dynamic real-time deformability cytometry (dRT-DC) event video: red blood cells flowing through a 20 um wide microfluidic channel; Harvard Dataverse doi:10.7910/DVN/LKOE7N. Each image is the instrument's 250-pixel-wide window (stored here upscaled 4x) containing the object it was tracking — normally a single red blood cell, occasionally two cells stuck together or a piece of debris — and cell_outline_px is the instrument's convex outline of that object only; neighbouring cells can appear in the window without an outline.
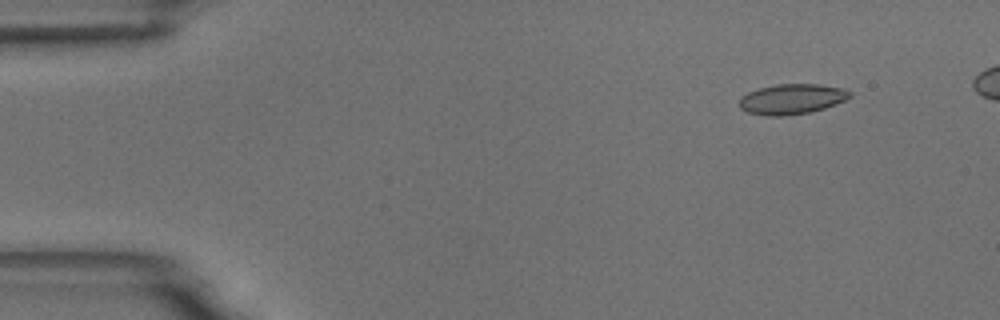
{"species": "common noctule bat (a hibernating species)", "species_latin": "Nyctalus noctula", "temperature_condition": "room temperature", "stored_images_in_passage": 6, "camera_frame_rate_fps": 3000, "um_per_image_px": 0.085, "animal": {"sex": "male", "body_mass_g": 18.8}, "frame": {"image": 1, "passage_image": 2, "time_ms": 1.0, "image_size_px": [1000, 320], "cell_outline_px": [[852, 96], [836, 104], [824, 108], [808, 112], [784, 116], [768, 116], [748, 112], [740, 108], [740, 96], [748, 92], [760, 88], [776, 84], [820, 84], [844, 88], [852, 92]], "centroid_in_image_um": [67.32, 8.41], "position_along_channel_um": 17.7, "area_um2": 19.48}}